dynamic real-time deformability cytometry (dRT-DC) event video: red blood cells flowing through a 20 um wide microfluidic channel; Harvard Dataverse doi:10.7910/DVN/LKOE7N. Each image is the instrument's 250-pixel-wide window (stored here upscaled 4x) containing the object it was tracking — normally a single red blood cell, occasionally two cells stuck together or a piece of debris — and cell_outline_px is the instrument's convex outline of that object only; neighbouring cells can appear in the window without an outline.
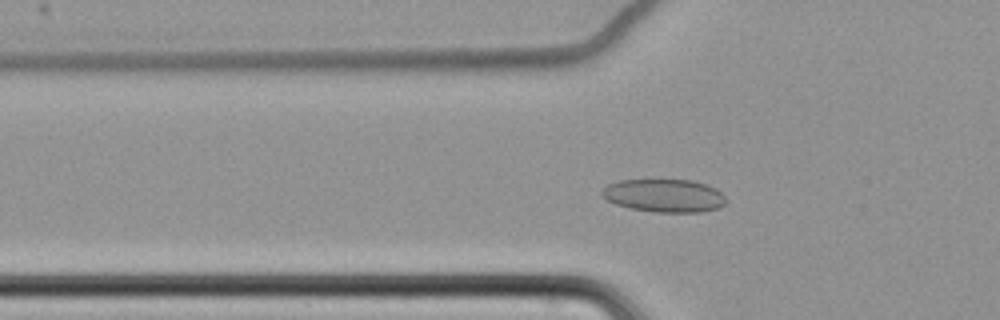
{"species": "common noctule bat (a hibernating species)", "species_latin": "Nyctalus noctula", "temperature_condition": "cold", "stored_images_in_passage": 62, "camera_frame_rate_fps": 3000, "um_per_image_px": 0.085, "animal": {"sex": "female", "body_mass_g": 22.7, "forearm_length_mm": 54.2}, "frame": {"image": 1, "passage_image": 22, "time_ms": 7.0, "image_size_px": [1000, 320], "cell_outline_px": [[728, 200], [720, 208], [700, 212], [656, 212], [628, 208], [616, 204], [608, 200], [600, 192], [608, 184], [620, 180], [692, 180], [716, 188]], "centroid_in_image_um": [56.48, 16.63], "position_along_channel_um": 69.3, "area_um2": 23.87}}
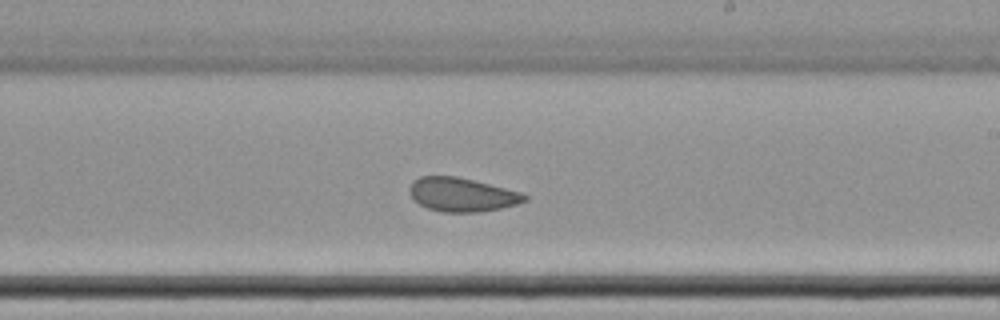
{"frame": {"image": 2, "passage_image": 38, "time_ms": 12.333, "image_size_px": [1000, 320], "cell_outline_px": [[528, 200], [516, 204], [500, 208], [480, 212], [444, 212], [428, 208], [420, 204], [408, 192], [408, 188], [412, 180], [420, 176], [456, 176], [520, 192], [528, 196]], "centroid_in_image_um": [39.23, 16.54], "position_along_channel_um": 249.8, "area_um2": 22.48}}
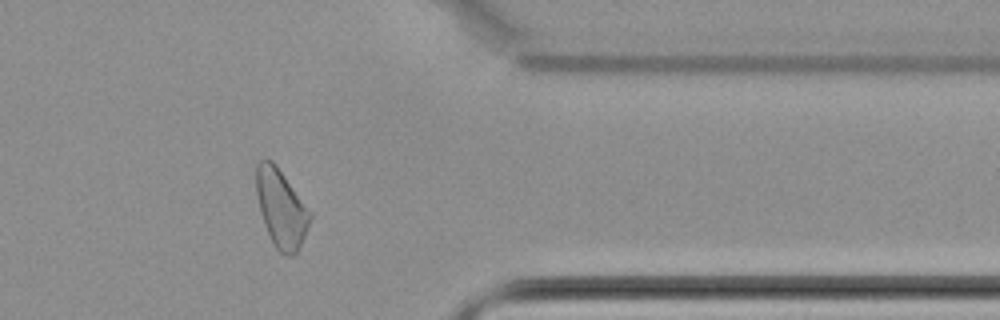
{"frame": {"image": 3, "passage_image": 51, "time_ms": 16.667, "image_size_px": [1000, 320], "cell_outline_px": [[312, 216], [304, 236], [296, 252], [292, 256], [284, 256], [276, 248], [264, 224], [260, 212], [256, 192], [256, 164], [260, 160], [272, 160], [276, 164], [312, 212]], "centroid_in_image_um": [23.89, 17.69], "position_along_channel_um": 387.5, "area_um2": 24.33}, "authors_computed_cell_mechanics": {"area_um2": 24.854, "velocity_mm_per_s": 3.4488, "shape_relaxation_time_tau1_ms": null, "shape_relaxation_time_tau2_ms": 2.7355, "deformation_change_tau1": null, "deformation_change_tau2": 0.0738}}